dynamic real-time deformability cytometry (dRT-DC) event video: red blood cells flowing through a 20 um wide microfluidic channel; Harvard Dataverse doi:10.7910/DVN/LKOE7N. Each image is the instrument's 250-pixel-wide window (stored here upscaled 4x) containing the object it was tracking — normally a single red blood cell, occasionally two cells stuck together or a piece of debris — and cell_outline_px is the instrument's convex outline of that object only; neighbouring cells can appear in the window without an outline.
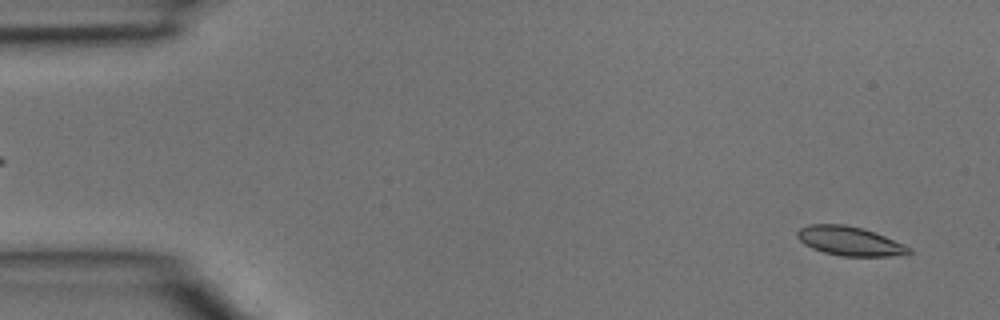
{"species": "common noctule bat (a hibernating species)", "species_latin": "Nyctalus noctula", "temperature_condition": "room temperature", "stored_images_in_passage": 5, "camera_frame_rate_fps": 3000, "um_per_image_px": 0.085, "animal": {"sex": "male", "body_mass_g": 15.6}, "frame": {"image": 1, "passage_image": 5, "time_ms": 1.333, "image_size_px": [1000, 320], "cell_outline_px": [[912, 252], [908, 256], [840, 256], [824, 252], [812, 248], [804, 244], [796, 236], [796, 232], [800, 228], [808, 224], [844, 224], [864, 228], [876, 232], [904, 244], [912, 248]], "centroid_in_image_um": [72.27, 20.49], "position_along_channel_um": 12.7, "area_um2": 19.31}}